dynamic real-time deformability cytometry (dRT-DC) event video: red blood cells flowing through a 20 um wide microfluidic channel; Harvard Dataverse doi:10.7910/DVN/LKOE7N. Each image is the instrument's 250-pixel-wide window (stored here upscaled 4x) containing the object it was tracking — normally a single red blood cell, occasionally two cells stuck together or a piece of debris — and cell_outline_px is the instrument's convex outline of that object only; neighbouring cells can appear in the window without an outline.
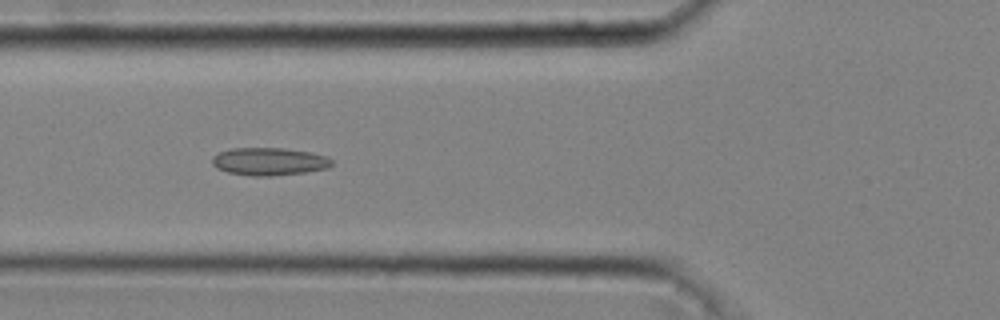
{"species": "common noctule bat (a hibernating species)", "species_latin": "Nyctalus noctula", "temperature_condition": "cold", "stored_images_in_passage": 27, "camera_frame_rate_fps": 3000, "um_per_image_px": 0.085, "animal": {"sex": "male", "body_mass_g": 20.4}, "frame": {"image": 1, "passage_image": 3, "time_ms": 0.667, "image_size_px": [1000, 320], "cell_outline_px": [[332, 164], [328, 168], [304, 172], [272, 176], [252, 176], [228, 172], [216, 168], [212, 164], [212, 156], [220, 152], [232, 148], [284, 148], [312, 152], [328, 156], [332, 160]], "centroid_in_image_um": [22.89, 13.72], "position_along_channel_um": 102.9, "area_um2": 19.42}}
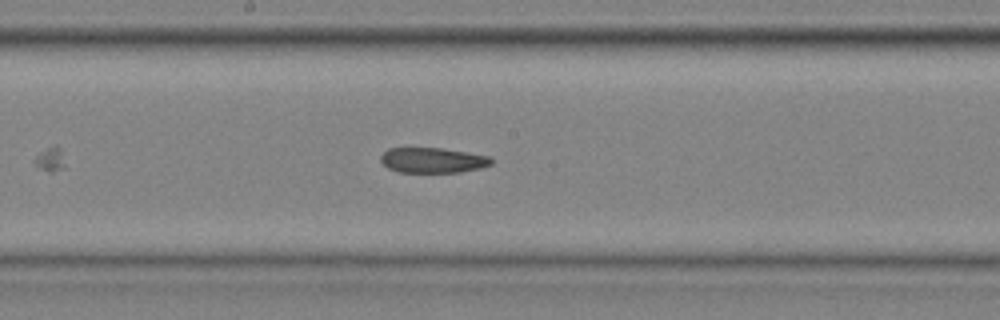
{"frame": {"image": 2, "passage_image": 11, "time_ms": 3.333, "image_size_px": [1000, 320], "cell_outline_px": [[492, 164], [480, 168], [460, 172], [396, 172], [388, 168], [380, 160], [380, 156], [388, 148], [440, 148], [488, 156], [492, 160]], "centroid_in_image_um": [36.74, 13.62], "position_along_channel_um": 211.5, "area_um2": 16.13}}
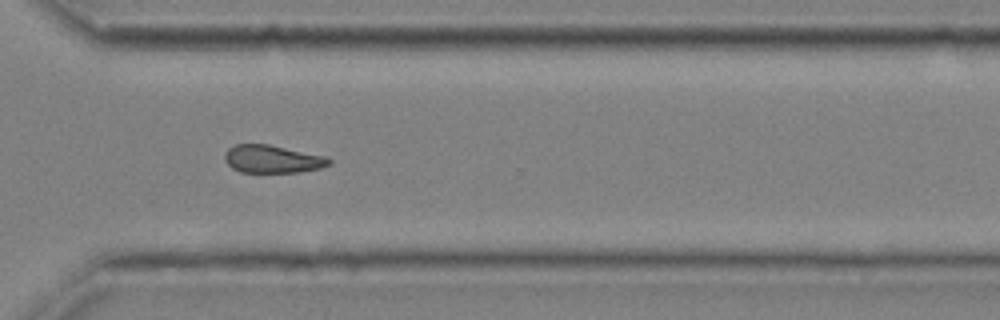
{"frame": {"image": 3, "passage_image": 21, "time_ms": 6.667, "image_size_px": [1000, 320], "cell_outline_px": [[332, 164], [320, 168], [300, 172], [240, 172], [232, 168], [224, 160], [224, 156], [228, 148], [236, 144], [268, 144], [328, 156], [332, 160]], "centroid_in_image_um": [23.19, 13.52], "position_along_channel_um": 347.4, "area_um2": 17.11}}